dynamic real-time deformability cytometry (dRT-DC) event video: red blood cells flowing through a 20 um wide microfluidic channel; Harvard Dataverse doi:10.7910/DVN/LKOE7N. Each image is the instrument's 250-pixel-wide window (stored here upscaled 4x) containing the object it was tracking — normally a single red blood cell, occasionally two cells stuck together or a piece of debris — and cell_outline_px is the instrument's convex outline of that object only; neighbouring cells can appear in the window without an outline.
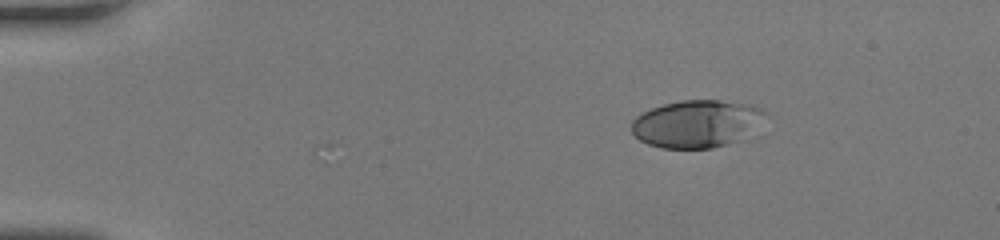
{"species": "human", "species_latin": "Homo sapiens", "temperature_condition": "room temperature", "stored_images_in_passage": 43, "camera_frame_rate_fps": 3000, "um_per_image_px": 0.085, "donor": {"sex": "female"}, "frame": {"image": 1, "passage_image": 1, "time_ms": 0.0, "image_size_px": [1000, 240], "cell_outline_px": [[768, 116], [752, 136], [748, 140], [712, 148], [660, 148], [648, 144], [640, 140], [632, 132], [632, 120], [640, 112], [664, 104], [680, 100], [720, 100], [748, 104], [760, 108], [768, 112]], "centroid_in_image_um": [59.32, 10.53], "position_along_channel_um": 25.7, "area_um2": 38.03}}
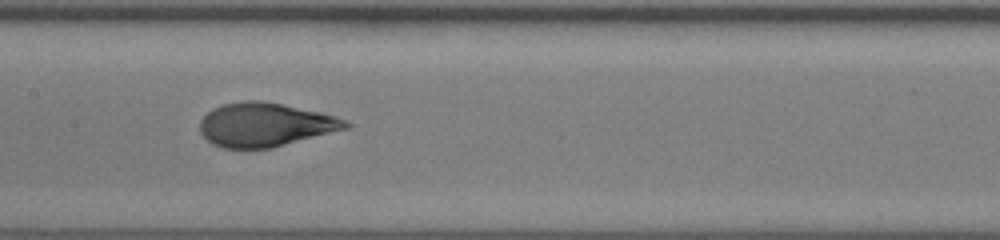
{"frame": {"image": 2, "passage_image": 19, "time_ms": 6.0, "image_size_px": [1000, 240], "cell_outline_px": [[352, 124], [348, 128], [272, 148], [220, 148], [212, 144], [200, 132], [200, 120], [212, 108], [224, 104], [244, 100], [264, 100], [320, 112], [344, 120]], "centroid_in_image_um": [22.51, 10.6], "position_along_channel_um": 184.9, "area_um2": 37.11}}
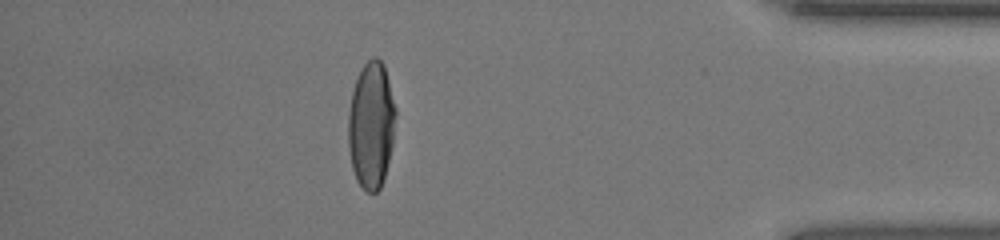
{"frame": {"image": 3, "passage_image": 37, "time_ms": 12.0, "image_size_px": [1000, 240], "cell_outline_px": [[396, 116], [392, 144], [384, 180], [380, 188], [376, 192], [364, 192], [356, 180], [352, 168], [348, 148], [348, 112], [352, 92], [360, 68], [372, 56], [376, 56], [384, 64], [396, 108]], "centroid_in_image_um": [31.54, 10.64], "position_along_channel_um": 403.7, "area_um2": 35.43}, "authors_computed_cell_mechanics": {"area_um2": 37.1654, "velocity_mm_per_s": 4.2594, "shape_relaxation_time_tau1_ms": 4.8888, "shape_relaxation_time_tau2_ms": null, "deformation_change_tau1": 0.2452, "deformation_change_tau2": null}}